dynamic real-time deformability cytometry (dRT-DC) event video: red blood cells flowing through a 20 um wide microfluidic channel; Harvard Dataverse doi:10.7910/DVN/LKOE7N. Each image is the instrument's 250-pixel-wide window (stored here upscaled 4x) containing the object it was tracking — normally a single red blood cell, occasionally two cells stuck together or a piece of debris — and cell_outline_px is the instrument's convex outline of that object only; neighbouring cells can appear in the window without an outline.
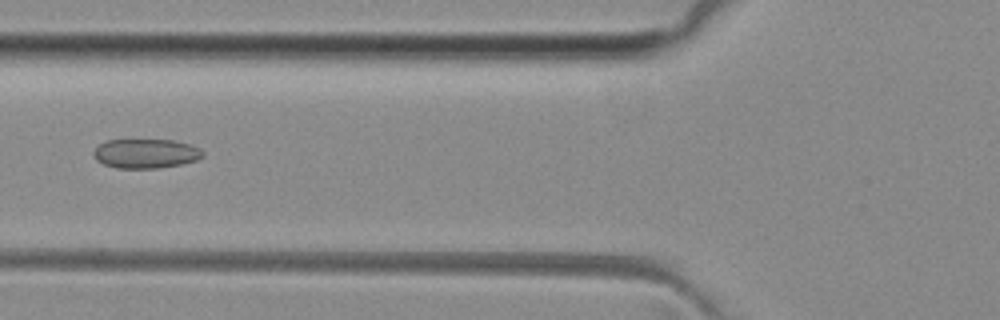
{"species": "common noctule bat (a hibernating species)", "species_latin": "Nyctalus noctula", "temperature_condition": "room temperature", "stored_images_in_passage": 3, "camera_frame_rate_fps": 3000, "um_per_image_px": 0.085, "animal": {"sex": "female", "body_mass_g": 29.2, "forearm_length_mm": 56.3}, "frame": {"image": 1, "passage_image": 3, "time_ms": 2.333, "image_size_px": [1000, 320], "cell_outline_px": [[204, 156], [196, 160], [180, 164], [156, 168], [116, 168], [104, 164], [96, 160], [92, 156], [92, 152], [100, 144], [108, 140], [172, 140], [188, 144], [200, 148], [204, 152]], "centroid_in_image_um": [12.37, 13.05], "position_along_channel_um": 113.4, "area_um2": 18.61}}